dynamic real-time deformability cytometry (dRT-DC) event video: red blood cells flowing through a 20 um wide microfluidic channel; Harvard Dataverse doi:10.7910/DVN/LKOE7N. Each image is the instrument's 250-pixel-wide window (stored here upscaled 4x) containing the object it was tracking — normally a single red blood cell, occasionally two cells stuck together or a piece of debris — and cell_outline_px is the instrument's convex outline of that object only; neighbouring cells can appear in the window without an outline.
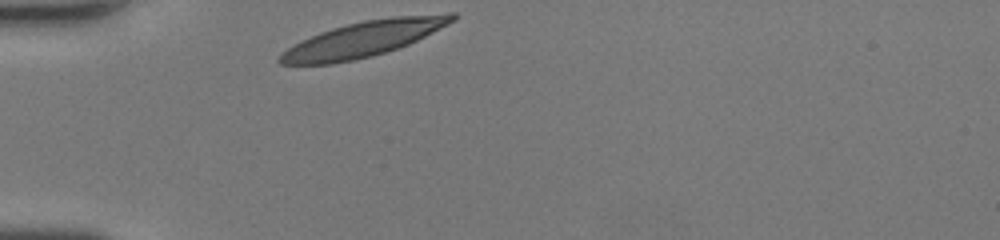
{"species": "human", "species_latin": "Homo sapiens", "temperature_condition": "room temperature", "stored_images_in_passage": 26, "camera_frame_rate_fps": 3000, "um_per_image_px": 0.085, "donor": {"sex": "female"}, "frame": {"image": 1, "passage_image": 1, "time_ms": 0.0, "image_size_px": [1000, 240], "cell_outline_px": [[456, 20], [408, 44], [372, 56], [332, 64], [280, 64], [276, 60], [288, 48], [300, 40], [320, 32], [332, 28], [364, 20], [392, 16], [448, 12], [456, 12]], "centroid_in_image_um": [30.93, 3.29], "position_along_channel_um": 54.1, "area_um2": 35.43}}
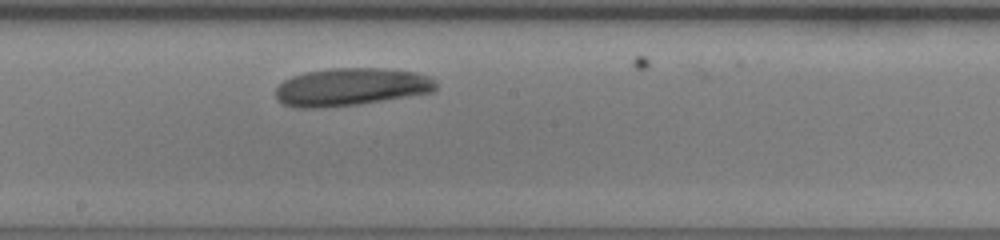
{"frame": {"image": 2, "passage_image": 14, "time_ms": 4.333, "image_size_px": [1000, 240], "cell_outline_px": [[436, 92], [356, 104], [320, 108], [296, 108], [284, 104], [276, 100], [276, 88], [284, 80], [292, 76], [304, 72], [328, 68], [380, 68], [416, 72], [428, 76], [436, 80]], "centroid_in_image_um": [29.83, 7.38], "position_along_channel_um": 218.4, "area_um2": 35.43}}
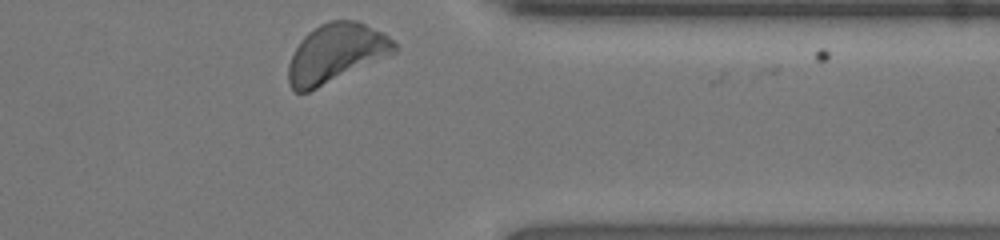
{"frame": {"image": 3, "passage_image": 26, "time_ms": 8.333, "image_size_px": [1000, 240], "cell_outline_px": [[400, 48], [396, 52], [308, 92], [292, 92], [288, 84], [288, 64], [300, 40], [308, 32], [320, 24], [332, 20], [356, 20], [384, 32]], "centroid_in_image_um": [28.55, 4.51], "position_along_channel_um": 382.9, "area_um2": 36.13}}